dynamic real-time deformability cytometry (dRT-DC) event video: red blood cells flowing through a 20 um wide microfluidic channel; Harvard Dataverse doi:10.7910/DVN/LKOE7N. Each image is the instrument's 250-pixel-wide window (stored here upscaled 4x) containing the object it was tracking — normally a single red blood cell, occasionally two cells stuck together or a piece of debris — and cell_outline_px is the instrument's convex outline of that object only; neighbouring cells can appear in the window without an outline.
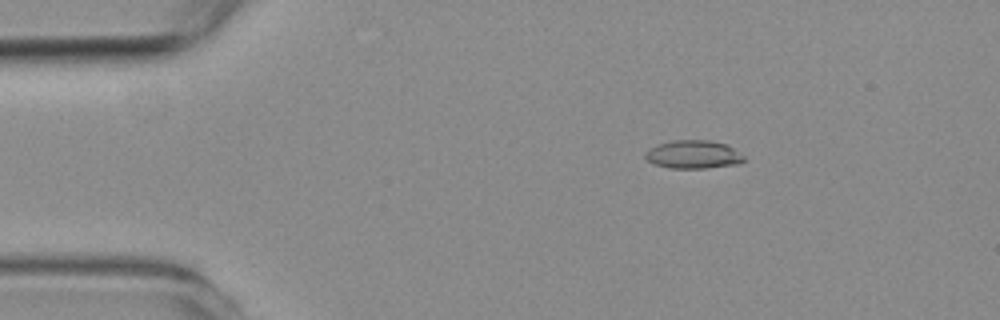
{"species": "common noctule bat (a hibernating species)", "species_latin": "Nyctalus noctula", "temperature_condition": "room temperature", "stored_images_in_passage": 48, "camera_frame_rate_fps": 3000, "um_per_image_px": 0.085, "animal": {"sex": "female", "body_mass_g": 19.3, "forearm_length_mm": 54.1}, "frame": {"image": 1, "passage_image": 1, "time_ms": 0.0, "image_size_px": [1000, 320], "cell_outline_px": [[744, 160], [740, 164], [704, 168], [668, 168], [656, 164], [648, 160], [644, 156], [644, 152], [648, 148], [656, 144], [672, 140], [708, 140], [724, 144], [732, 148], [744, 156]], "centroid_in_image_um": [58.89, 13.13], "position_along_channel_um": 26.1, "area_um2": 16.24}}
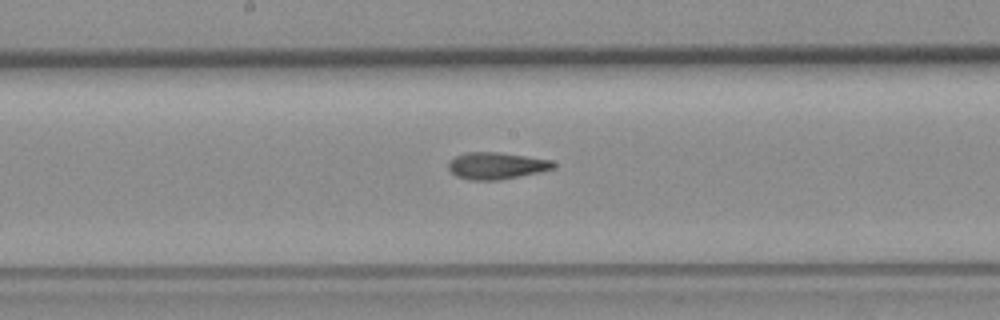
{"frame": {"image": 2, "passage_image": 21, "time_ms": 6.667, "image_size_px": [1000, 320], "cell_outline_px": [[556, 164], [552, 168], [536, 172], [500, 180], [468, 180], [456, 176], [448, 168], [448, 160], [464, 152], [500, 152], [552, 160]], "centroid_in_image_um": [42.13, 14.07], "position_along_channel_um": 206.1, "area_um2": 16.36}}
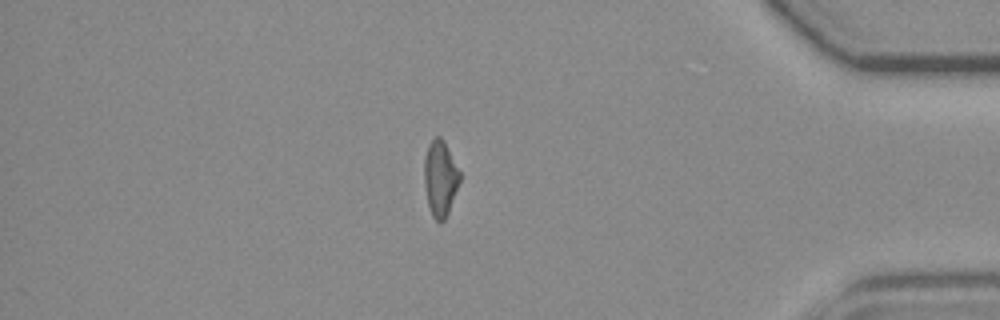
{"frame": {"image": 3, "passage_image": 40, "time_ms": 13.0, "image_size_px": [1000, 320], "cell_outline_px": [[460, 180], [448, 212], [444, 220], [440, 224], [432, 216], [428, 204], [424, 184], [424, 160], [428, 144], [436, 136], [440, 136], [444, 140], [460, 172]], "centroid_in_image_um": [37.41, 15.15], "position_along_channel_um": 397.8, "area_um2": 15.61}, "authors_computed_cell_mechanics": {"area_um2": 16.2707, "velocity_mm_per_s": 3.6383, "shape_relaxation_time_tau1_ms": 7.3552, "shape_relaxation_time_tau2_ms": 2.7561, "deformation_change_tau1": 0.2282, "deformation_change_tau2": 0.0957}}